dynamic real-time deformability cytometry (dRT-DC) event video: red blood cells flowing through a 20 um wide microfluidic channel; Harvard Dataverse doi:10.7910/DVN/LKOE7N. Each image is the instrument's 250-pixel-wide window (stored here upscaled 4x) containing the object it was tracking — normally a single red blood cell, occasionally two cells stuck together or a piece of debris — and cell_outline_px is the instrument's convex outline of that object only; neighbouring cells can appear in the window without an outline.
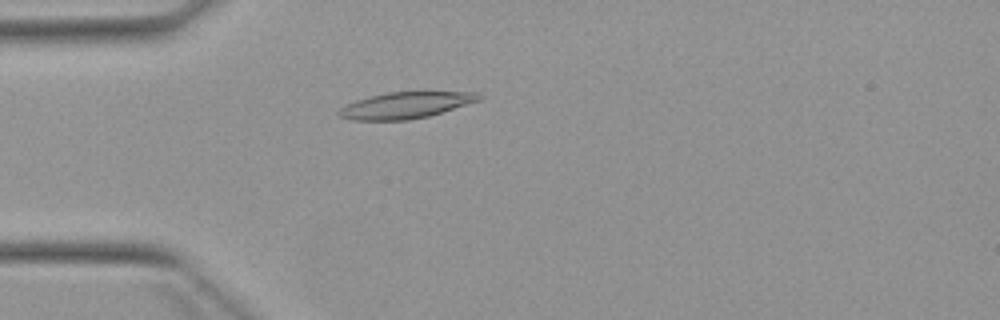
{"species": "Egyptian fruit bat (a non-hibernating species)", "species_latin": "Rousettus aegyptiacus", "temperature_condition": "warm", "stored_images_in_passage": 1, "camera_frame_rate_fps": 3000, "um_per_image_px": 0.085, "animal": {"sex": "female"}, "frame": {"image": 1, "passage_image": 1, "time_ms": 0.0, "image_size_px": [1000, 320], "cell_outline_px": [[484, 96], [480, 100], [428, 116], [408, 120], [352, 120], [340, 116], [336, 112], [340, 108], [356, 100], [368, 96], [388, 92], [476, 92]], "centroid_in_image_um": [34.46, 8.94], "position_along_channel_um": 50.5, "area_um2": 21.33}}